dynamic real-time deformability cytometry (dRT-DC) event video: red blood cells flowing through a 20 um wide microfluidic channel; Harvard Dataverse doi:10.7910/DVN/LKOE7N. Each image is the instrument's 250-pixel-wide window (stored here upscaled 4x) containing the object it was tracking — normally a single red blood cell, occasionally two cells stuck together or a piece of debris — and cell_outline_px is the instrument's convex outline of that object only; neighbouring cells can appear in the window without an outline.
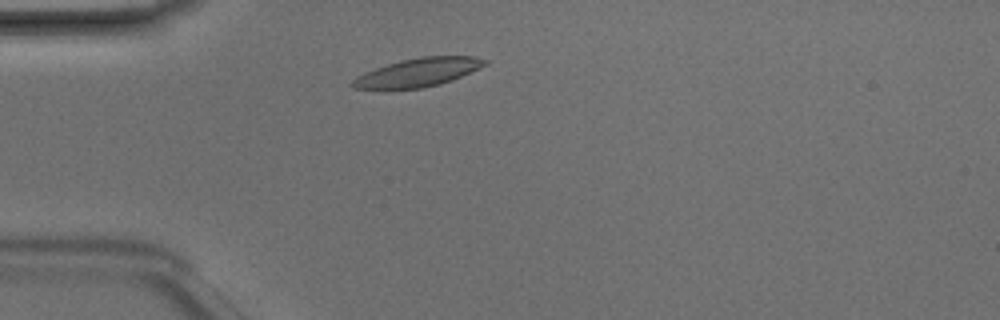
{"species": "Egyptian fruit bat (a non-hibernating species)", "species_latin": "Rousettus aegyptiacus", "temperature_condition": "room temperature", "stored_images_in_passage": 32, "camera_frame_rate_fps": 3000, "um_per_image_px": 0.085, "animal": {"sex": "male"}, "frame": {"image": 1, "passage_image": 2, "time_ms": 0.333, "image_size_px": [1000, 320], "cell_outline_px": [[488, 64], [452, 80], [440, 84], [420, 88], [352, 88], [352, 80], [356, 76], [364, 72], [400, 60], [424, 56], [476, 56], [488, 60]], "centroid_in_image_um": [35.57, 6.13], "position_along_channel_um": 49.4, "area_um2": 21.68}}
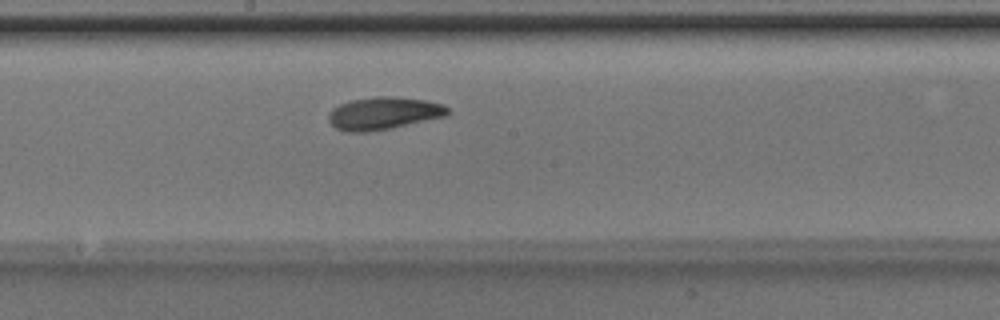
{"frame": {"image": 2, "passage_image": 15, "time_ms": 4.667, "image_size_px": [1000, 320], "cell_outline_px": [[448, 116], [392, 128], [368, 132], [348, 132], [336, 128], [328, 120], [328, 112], [332, 108], [340, 104], [352, 100], [376, 96], [392, 96], [424, 100], [444, 104], [448, 108]], "centroid_in_image_um": [32.61, 9.63], "position_along_channel_um": 215.6, "area_um2": 22.72}}
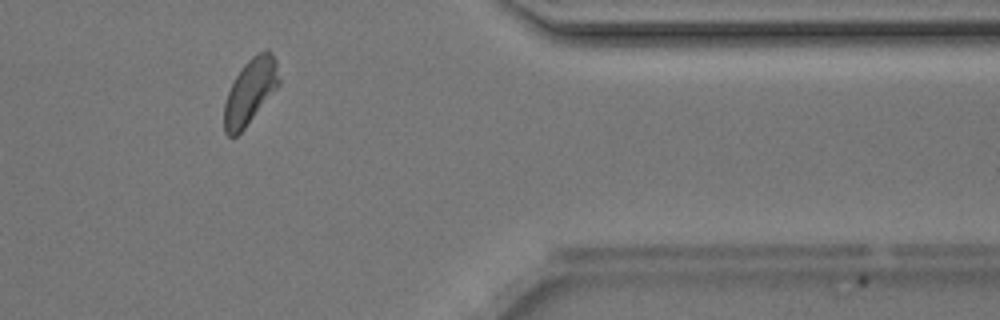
{"frame": {"image": 3, "passage_image": 29, "time_ms": 9.333, "image_size_px": [1000, 320], "cell_outline_px": [[280, 84], [244, 128], [236, 136], [228, 136], [224, 132], [224, 104], [228, 92], [236, 76], [244, 64], [256, 52], [264, 48], [268, 48], [276, 60], [280, 80]], "centroid_in_image_um": [21.28, 7.73], "position_along_channel_um": 390.1, "area_um2": 20.75}, "authors_computed_cell_mechanics": {"area_um2": 21.6461, "velocity_mm_per_s": 4.1662, "shape_relaxation_time_tau1_ms": 3.0214, "shape_relaxation_time_tau2_ms": 3.1912, "deformation_change_tau1": 0.1134, "deformation_change_tau2": 0.0789}}